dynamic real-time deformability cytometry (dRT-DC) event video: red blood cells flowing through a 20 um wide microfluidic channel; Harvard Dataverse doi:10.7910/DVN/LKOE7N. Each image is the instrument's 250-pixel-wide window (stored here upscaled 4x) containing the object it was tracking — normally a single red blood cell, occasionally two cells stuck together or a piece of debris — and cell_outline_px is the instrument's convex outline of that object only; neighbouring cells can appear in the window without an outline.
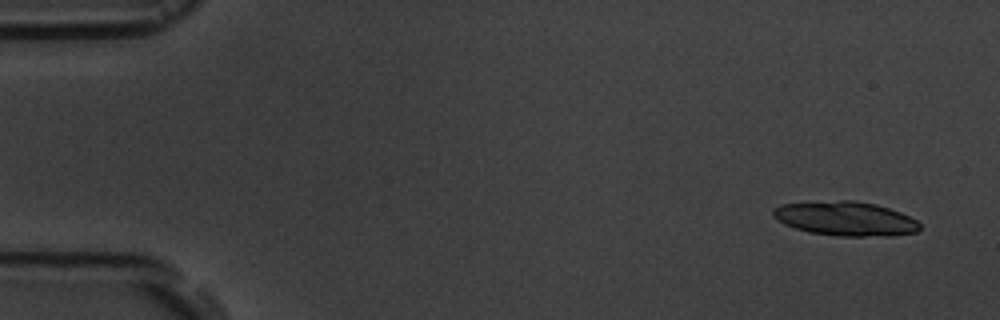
{"species": "common noctule bat (a hibernating species)", "species_latin": "Nyctalus noctula", "temperature_condition": "room temperature", "stored_images_in_passage": 5, "camera_frame_rate_fps": 3000, "um_per_image_px": 0.085, "animal": {"sex": "male", "body_mass_g": 19.5, "forearm_length_mm": 54.6}, "frame": {"image": 1, "passage_image": 1, "time_ms": 0.0, "image_size_px": [1000, 320], "cell_outline_px": [[920, 228], [916, 232], [892, 236], [840, 236], [808, 232], [784, 224], [772, 216], [772, 208], [780, 204], [840, 200], [852, 200], [876, 204], [900, 212], [916, 220], [920, 224]], "centroid_in_image_um": [71.85, 18.58], "position_along_channel_um": 13.1, "area_um2": 29.3}}